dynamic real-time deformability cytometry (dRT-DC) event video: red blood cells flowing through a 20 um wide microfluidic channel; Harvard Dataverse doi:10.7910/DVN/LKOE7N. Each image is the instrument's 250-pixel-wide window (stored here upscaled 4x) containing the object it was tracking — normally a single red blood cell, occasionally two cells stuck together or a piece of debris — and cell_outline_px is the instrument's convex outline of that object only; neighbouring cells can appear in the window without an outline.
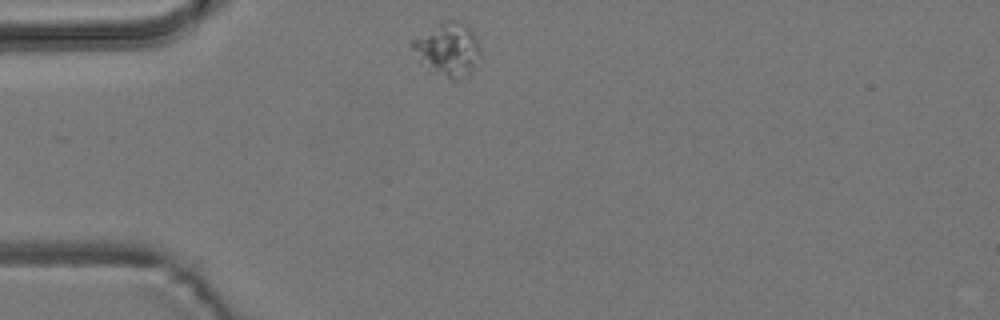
{"species": "common noctule bat (a hibernating species)", "species_latin": "Nyctalus noctula", "temperature_condition": "room temperature", "stored_images_in_passage": 38, "camera_frame_rate_fps": 3000, "um_per_image_px": 0.085, "animal": {"sex": "male", "body_mass_g": 19.2, "forearm_length_mm": 51.8}, "frame": {"image": 1, "passage_image": 1, "time_ms": 0.0, "image_size_px": [1000, 320], "cell_outline_px": [[480, 52], [472, 68], [468, 72], [456, 80], [452, 80], [428, 72], [408, 44], [408, 40], [444, 20], [460, 20], [468, 24], [480, 48]], "centroid_in_image_um": [37.97, 4.17], "position_along_channel_um": 47.0, "area_um2": 21.44}}
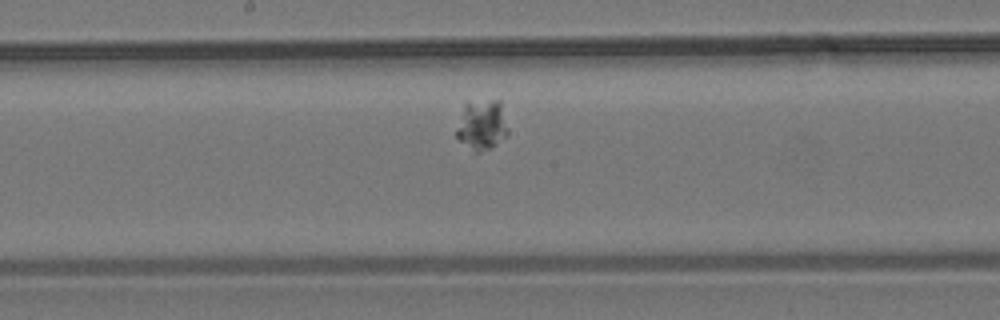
{"frame": {"image": 2, "passage_image": 16, "time_ms": 5.0, "image_size_px": [1000, 320], "cell_outline_px": [[508, 132], [492, 148], [480, 152], [476, 152], [460, 140], [456, 136], [456, 128], [464, 104], [492, 100], [500, 100], [508, 128]], "centroid_in_image_um": [40.96, 10.62], "position_along_channel_um": 207.2, "area_um2": 14.74}}
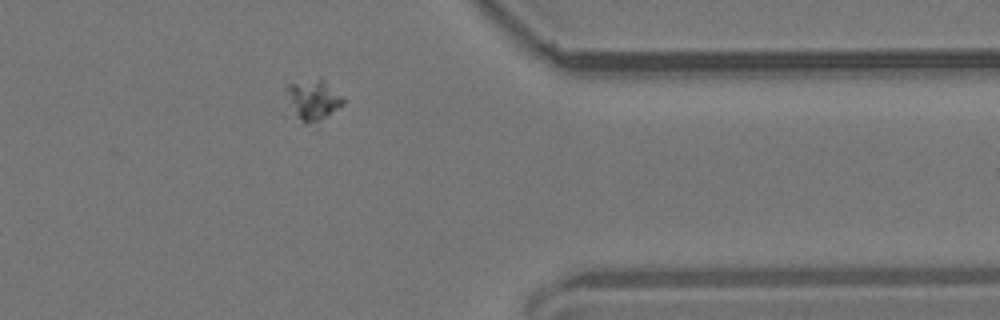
{"frame": {"image": 3, "passage_image": 32, "time_ms": 10.333, "image_size_px": [1000, 320], "cell_outline_px": [[344, 104], [320, 120], [304, 124], [280, 116], [288, 84], [320, 76], [344, 100]], "centroid_in_image_um": [26.36, 8.57], "position_along_channel_um": 385.0, "area_um2": 14.8}}